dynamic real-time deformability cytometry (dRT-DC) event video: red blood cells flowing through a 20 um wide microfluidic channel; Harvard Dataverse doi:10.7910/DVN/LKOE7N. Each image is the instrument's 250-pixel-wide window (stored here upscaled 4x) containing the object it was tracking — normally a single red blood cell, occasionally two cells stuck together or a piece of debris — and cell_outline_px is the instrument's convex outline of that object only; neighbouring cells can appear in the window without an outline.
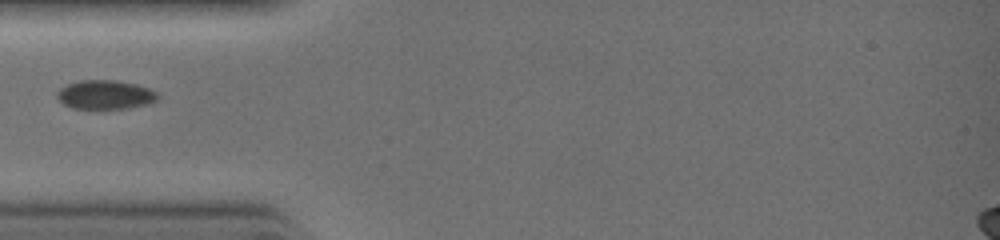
{"species": "common noctule bat (a hibernating species)", "species_latin": "Nyctalus noctula", "temperature_condition": "warm", "stored_images_in_passage": 23, "camera_frame_rate_fps": 3000, "um_per_image_px": 0.085, "animal": {"sex": "female", "body_mass_g": 19.0, "forearm_length_mm": 51.5}, "frame": {"image": 1, "passage_image": 1, "time_ms": 0.0, "image_size_px": [1000, 240], "cell_outline_px": [[160, 96], [156, 100], [148, 104], [128, 108], [72, 108], [64, 104], [56, 96], [56, 92], [60, 88], [68, 84], [80, 80], [116, 80], [136, 84], [148, 88], [156, 92]], "centroid_in_image_um": [8.95, 8.04], "position_along_channel_um": 76.1, "area_um2": 16.94}}
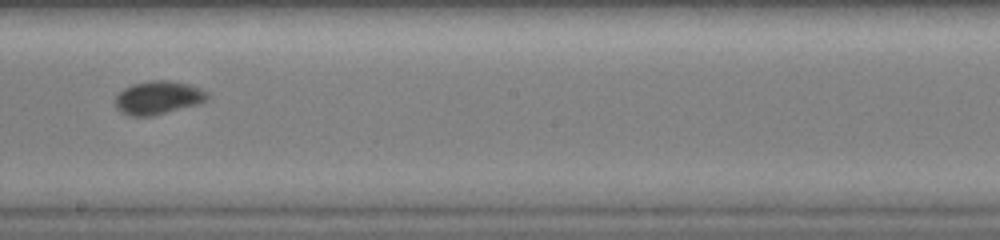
{"frame": {"image": 2, "passage_image": 9, "time_ms": 2.667, "image_size_px": [1000, 240], "cell_outline_px": [[212, 92], [208, 100], [200, 104], [152, 116], [132, 116], [120, 112], [116, 108], [112, 100], [124, 88], [132, 84], [148, 80], [168, 80], [188, 84]], "centroid_in_image_um": [13.47, 8.3], "position_along_channel_um": 234.7, "area_um2": 18.38}}
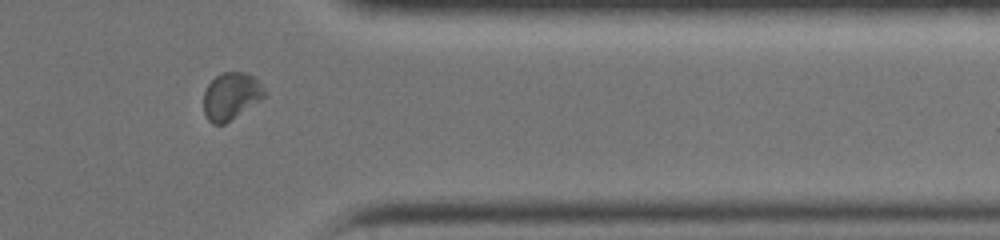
{"frame": {"image": 3, "passage_image": 17, "time_ms": 5.333, "image_size_px": [1000, 240], "cell_outline_px": [[268, 96], [224, 124], [212, 124], [208, 120], [204, 112], [204, 92], [208, 84], [220, 72], [244, 72], [252, 76], [268, 92]], "centroid_in_image_um": [19.66, 8.17], "position_along_channel_um": 391.7, "area_um2": 16.82}}